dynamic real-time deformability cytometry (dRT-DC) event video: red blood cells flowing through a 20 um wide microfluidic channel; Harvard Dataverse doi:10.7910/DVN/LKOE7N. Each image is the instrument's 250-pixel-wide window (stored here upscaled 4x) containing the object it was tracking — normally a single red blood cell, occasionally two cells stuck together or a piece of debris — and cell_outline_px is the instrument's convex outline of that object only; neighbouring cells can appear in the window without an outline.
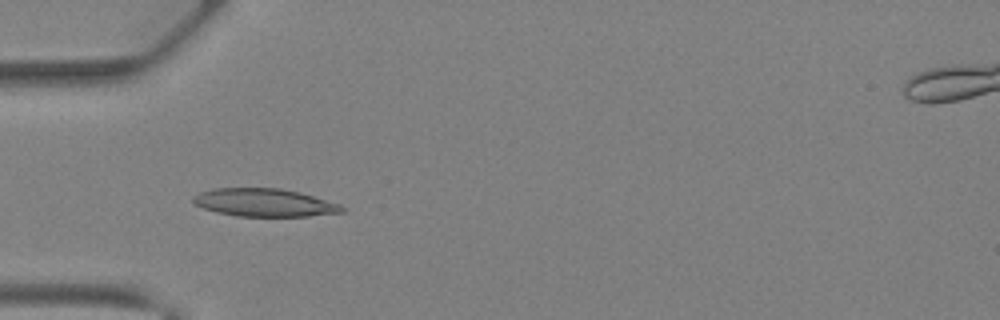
{"species": "Egyptian fruit bat (a non-hibernating species)", "species_latin": "Rousettus aegyptiacus", "temperature_condition": "warm", "stored_images_in_passage": 40, "camera_frame_rate_fps": 3000, "um_per_image_px": 0.085, "animal": {"sex": "female"}, "frame": {"image": 1, "passage_image": 13, "time_ms": 4.0, "image_size_px": [1000, 320], "cell_outline_px": [[344, 212], [308, 216], [236, 216], [216, 212], [204, 208], [196, 204], [192, 200], [192, 196], [200, 192], [212, 188], [280, 188], [300, 192], [340, 204], [344, 208]], "centroid_in_image_um": [22.46, 17.21], "position_along_channel_um": 62.5, "area_um2": 24.22}}
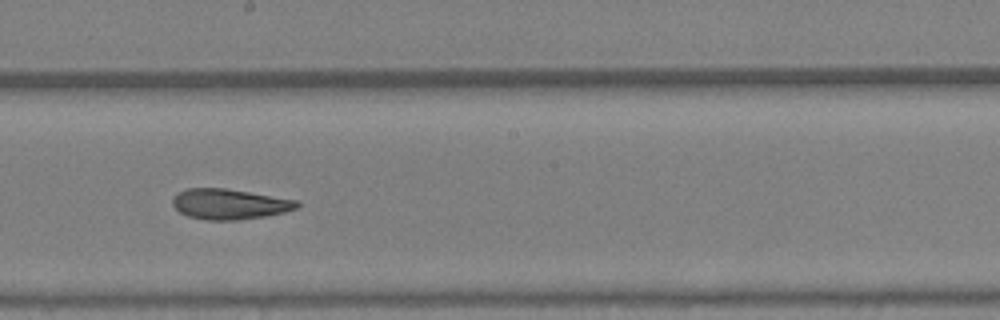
{"frame": {"image": 2, "passage_image": 23, "time_ms": 7.333, "image_size_px": [1000, 320], "cell_outline_px": [[300, 204], [296, 208], [284, 212], [264, 216], [236, 220], [204, 220], [188, 216], [180, 212], [172, 204], [172, 200], [180, 192], [188, 188], [224, 188], [296, 200]], "centroid_in_image_um": [19.48, 17.35], "position_along_channel_um": 228.7, "area_um2": 21.68}}
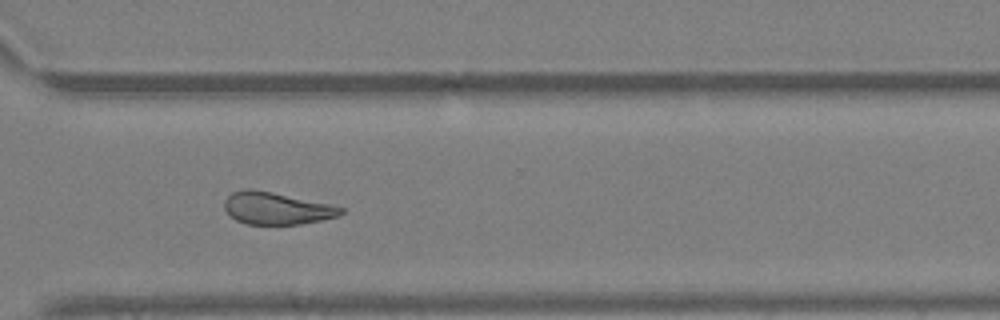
{"frame": {"image": 3, "passage_image": 30, "time_ms": 9.667, "image_size_px": [1000, 320], "cell_outline_px": [[344, 212], [336, 216], [320, 220], [300, 224], [244, 224], [236, 220], [224, 208], [224, 200], [232, 192], [248, 188], [252, 188], [332, 204], [344, 208]], "centroid_in_image_um": [23.5, 17.7], "position_along_channel_um": 347.1, "area_um2": 21.79}}